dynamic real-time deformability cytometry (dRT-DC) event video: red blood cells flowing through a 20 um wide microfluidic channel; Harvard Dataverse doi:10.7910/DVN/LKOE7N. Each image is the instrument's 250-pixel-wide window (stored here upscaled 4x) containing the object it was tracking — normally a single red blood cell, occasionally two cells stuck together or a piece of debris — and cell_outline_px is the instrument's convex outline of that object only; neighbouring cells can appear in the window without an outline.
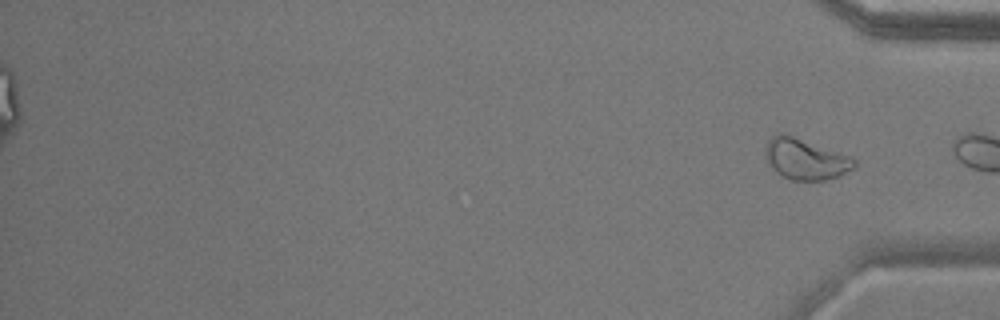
{"species": "common noctule bat (a hibernating species)", "species_latin": "Nyctalus noctula", "temperature_condition": "warm", "stored_images_in_passage": 50, "segment_of_instrument_passage": [2, 2], "camera_frame_rate_fps": 3000, "um_per_image_px": 0.085, "animal": {"sex": "male", "body_mass_g": 17.9}, "frame": {"image": 1, "passage_image": 50, "time_ms": 16.333, "image_size_px": [1000, 320], "cell_outline_px": [[856, 168], [840, 176], [824, 180], [788, 180], [776, 172], [772, 168], [764, 156], [764, 148], [768, 140], [776, 132], [784, 132], [852, 156], [856, 160]], "centroid_in_image_um": [68.46, 13.5], "position_along_channel_um": 366.7, "area_um2": 21.85}}